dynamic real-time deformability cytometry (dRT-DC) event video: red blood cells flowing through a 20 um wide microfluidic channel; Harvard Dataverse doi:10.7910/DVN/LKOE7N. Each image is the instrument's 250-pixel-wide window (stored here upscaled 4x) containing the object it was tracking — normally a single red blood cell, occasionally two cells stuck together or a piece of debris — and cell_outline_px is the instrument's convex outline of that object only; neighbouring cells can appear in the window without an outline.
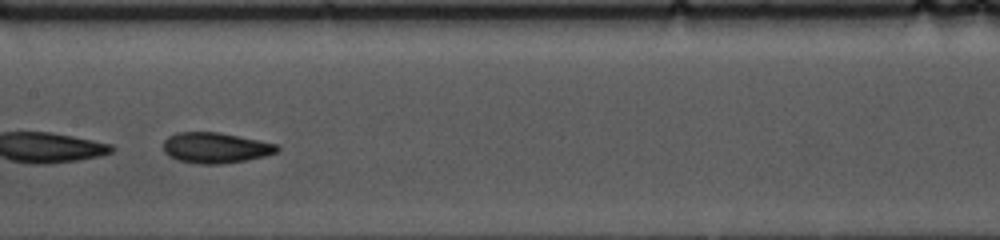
{"species": "common noctule bat (a hibernating species)", "species_latin": "Nyctalus noctula", "temperature_condition": "cold", "stored_images_in_passage": 42, "camera_frame_rate_fps": 3000, "um_per_image_px": 0.085, "animal": {"sex": "female", "body_mass_g": 10.0, "forearm_length_mm": 53.1}, "frame": {"image": 1, "passage_image": 23, "time_ms": 7.333, "image_size_px": [1000, 240], "cell_outline_px": [[280, 148], [276, 152], [264, 156], [248, 160], [220, 164], [200, 164], [180, 160], [168, 156], [164, 152], [164, 140], [168, 136], [176, 132], [216, 132], [276, 144]], "centroid_in_image_um": [18.28, 12.57], "position_along_channel_um": 189.1, "area_um2": 20.06}}
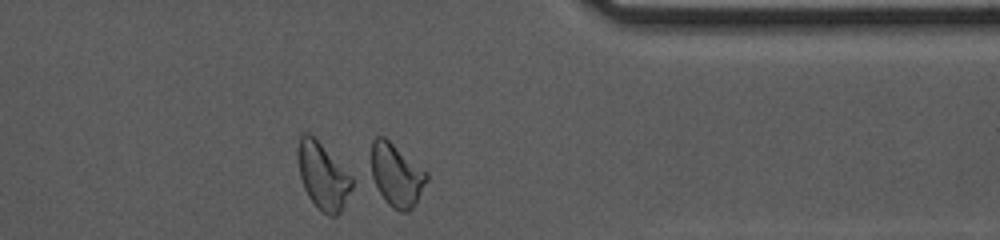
{"frame": {"image": 2, "passage_image": 40, "time_ms": 13.0, "image_size_px": [1000, 240], "cell_outline_px": [[428, 180], [412, 208], [408, 212], [400, 212], [392, 208], [384, 200], [368, 176], [372, 140], [376, 136], [384, 136], [424, 168], [428, 172]], "centroid_in_image_um": [33.64, 14.86], "position_along_channel_um": 377.8, "area_um2": 21.15}, "authors_computed_cell_mechanics": {"area_um2": 20.2589, "velocity_mm_per_s": 3.5409, "shape_relaxation_time_tau1_ms": 3.5826, "shape_relaxation_time_tau2_ms": 2.4335, "deformation_change_tau1": 0.1286, "deformation_change_tau2": 0.0809}}